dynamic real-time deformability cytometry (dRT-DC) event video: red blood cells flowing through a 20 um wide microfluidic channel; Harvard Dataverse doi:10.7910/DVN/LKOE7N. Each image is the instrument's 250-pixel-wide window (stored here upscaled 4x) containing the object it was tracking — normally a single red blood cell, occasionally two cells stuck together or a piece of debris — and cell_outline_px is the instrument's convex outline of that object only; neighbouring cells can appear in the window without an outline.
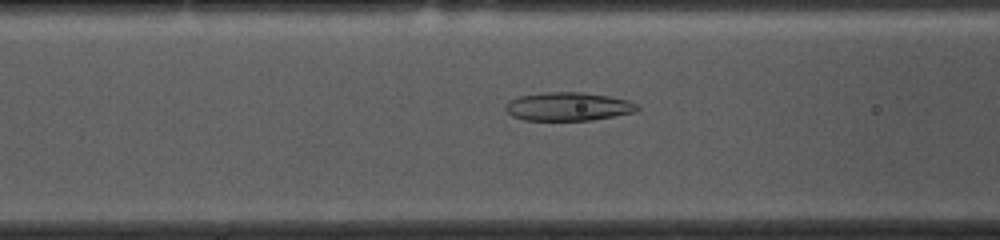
{"species": "common noctule bat (a hibernating species)", "species_latin": "Nyctalus noctula", "temperature_condition": "cold", "stored_images_in_passage": 53, "camera_frame_rate_fps": 3000, "um_per_image_px": 0.085, "animal": {"sex": "female", "body_mass_g": 10.0, "forearm_length_mm": 53.1}, "frame": {"image": 1, "passage_image": 19, "time_ms": 6.0, "image_size_px": [1000, 240], "cell_outline_px": [[640, 108], [636, 112], [592, 120], [524, 120], [512, 116], [504, 108], [504, 104], [508, 100], [520, 96], [544, 92], [580, 92], [608, 96], [628, 100], [640, 104]], "centroid_in_image_um": [48.3, 9.05], "position_along_channel_um": 118.3, "area_um2": 22.02}}
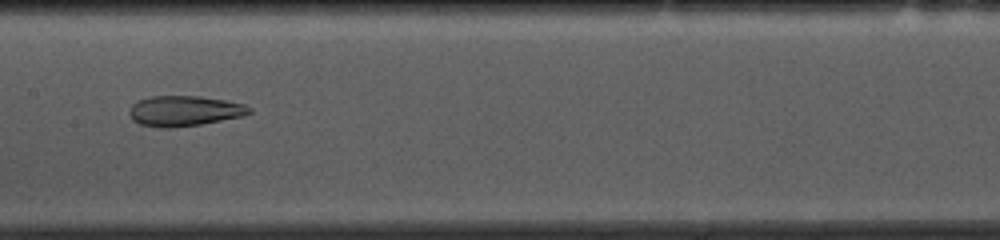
{"frame": {"image": 2, "passage_image": 25, "time_ms": 8.0, "image_size_px": [1000, 240], "cell_outline_px": [[252, 112], [244, 116], [200, 124], [172, 128], [160, 128], [140, 124], [132, 120], [128, 112], [132, 104], [140, 100], [152, 96], [200, 96], [224, 100], [244, 104], [252, 108]], "centroid_in_image_um": [15.67, 9.43], "position_along_channel_um": 191.7, "area_um2": 21.27}}
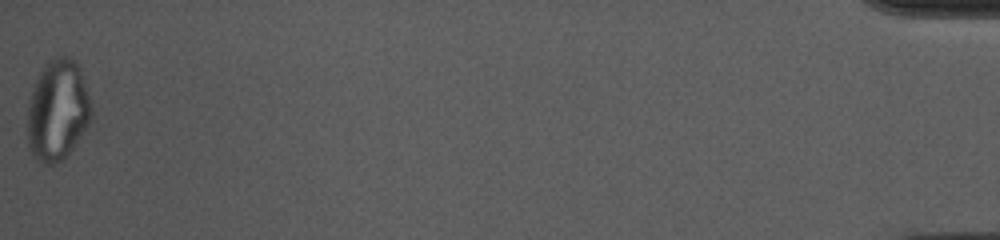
{"frame": {"image": 3, "passage_image": 53, "time_ms": 17.333, "image_size_px": [1000, 240], "cell_outline_px": [[92, 116], [84, 132], [72, 148], [60, 160], [52, 164], [40, 164], [36, 160], [28, 148], [28, 104], [36, 80], [40, 72], [48, 60], [60, 56], [68, 56], [76, 60], [80, 68], [92, 104]], "centroid_in_image_um": [4.91, 9.37], "position_along_channel_um": 430.3, "area_um2": 37.57}, "authors_computed_cell_mechanics": {"area_um2": 26.877, "velocity_mm_per_s": 3.6614, "shape_relaxation_time_tau1_ms": null, "shape_relaxation_time_tau2_ms": 2.8689, "deformation_change_tau1": null, "deformation_change_tau2": 0.1174}}